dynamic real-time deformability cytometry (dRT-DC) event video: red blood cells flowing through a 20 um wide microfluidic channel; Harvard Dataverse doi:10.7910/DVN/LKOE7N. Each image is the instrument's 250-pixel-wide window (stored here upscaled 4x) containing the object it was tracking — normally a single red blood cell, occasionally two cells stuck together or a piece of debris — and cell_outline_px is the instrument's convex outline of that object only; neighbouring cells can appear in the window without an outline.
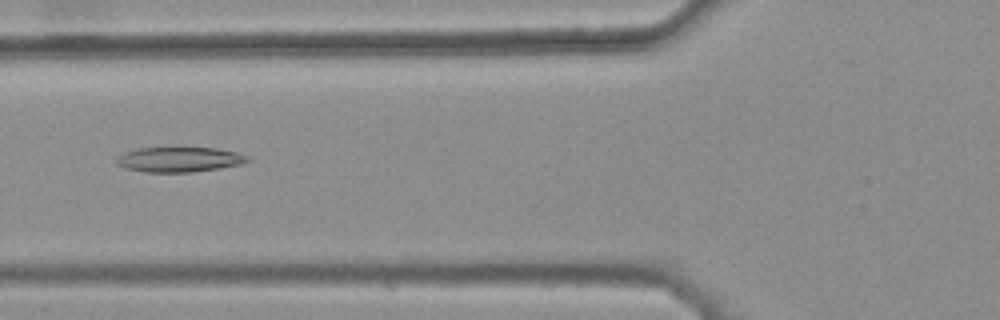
{"species": "common noctule bat (a hibernating species)", "species_latin": "Nyctalus noctula", "temperature_condition": "warm", "stored_images_in_passage": 41, "camera_frame_rate_fps": 3000, "um_per_image_px": 0.085, "animal": {"sex": "female", "body_mass_g": 25.1}, "frame": {"image": 1, "passage_image": 15, "time_ms": 4.667, "image_size_px": [1000, 320], "cell_outline_px": [[252, 160], [244, 164], [220, 168], [192, 172], [144, 172], [128, 168], [116, 164], [116, 156], [124, 152], [136, 148], [172, 144], [180, 144], [216, 148], [236, 152], [248, 156]], "centroid_in_image_um": [15.24, 13.49], "position_along_channel_um": 110.6, "area_um2": 20.46}}
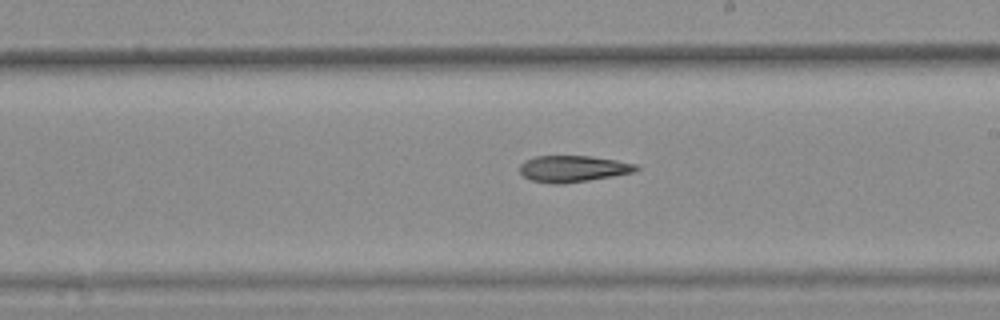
{"frame": {"image": 2, "passage_image": 25, "time_ms": 8.0, "image_size_px": [1000, 320], "cell_outline_px": [[640, 168], [632, 172], [612, 176], [564, 184], [552, 184], [532, 180], [524, 176], [520, 172], [520, 164], [524, 160], [536, 156], [592, 156], [616, 160], [636, 164]], "centroid_in_image_um": [48.68, 14.34], "position_along_channel_um": 240.3, "area_um2": 17.86}}
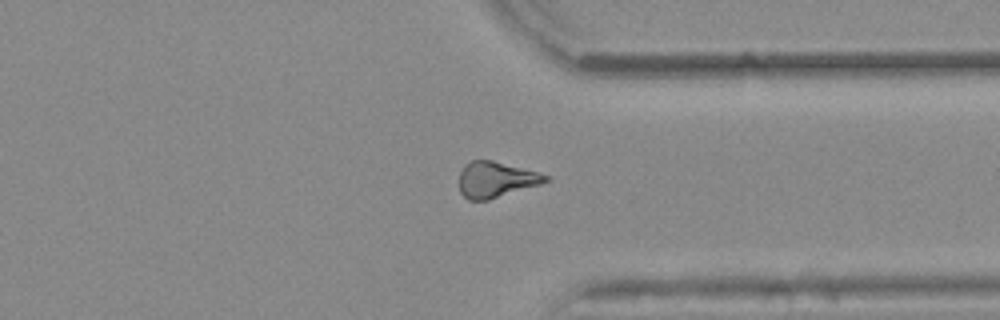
{"frame": {"image": 3, "passage_image": 35, "time_ms": 11.333, "image_size_px": [1000, 320], "cell_outline_px": [[552, 180], [540, 184], [488, 200], [468, 200], [460, 192], [460, 172], [464, 164], [472, 160], [492, 160], [540, 172], [552, 176]], "centroid_in_image_um": [42.19, 15.25], "position_along_channel_um": 369.2, "area_um2": 18.15}}